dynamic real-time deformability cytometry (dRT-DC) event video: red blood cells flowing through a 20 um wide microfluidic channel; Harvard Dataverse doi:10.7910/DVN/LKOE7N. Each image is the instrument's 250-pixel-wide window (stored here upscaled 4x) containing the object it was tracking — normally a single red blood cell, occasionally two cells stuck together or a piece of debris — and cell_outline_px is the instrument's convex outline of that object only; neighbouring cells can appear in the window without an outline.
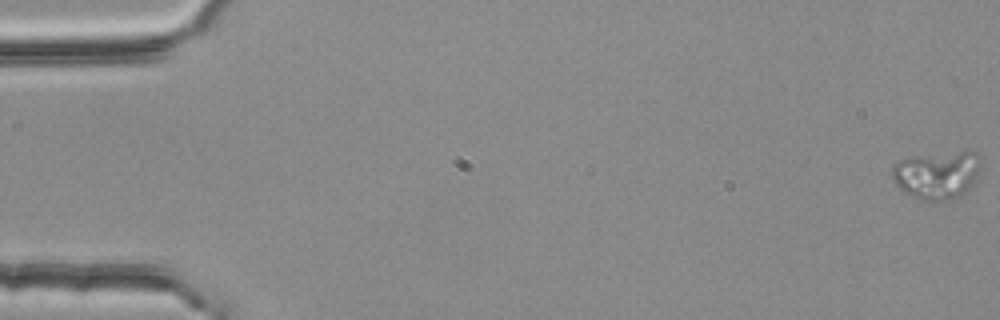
{"species": "common noctule bat (a hibernating species)", "species_latin": "Nyctalus noctula", "temperature_condition": "room temperature", "stored_images_in_passage": 56, "camera_frame_rate_fps": 3000, "um_per_image_px": 0.085, "animal": {"sex": "female", "body_mass_g": 25.1}, "frame": {"image": 1, "passage_image": 1, "time_ms": 0.0, "image_size_px": [1000, 320], "cell_outline_px": [[980, 168], [976, 180], [964, 192], [952, 200], [920, 200], [904, 192], [896, 184], [892, 176], [892, 168], [900, 160], [912, 156], [960, 152], [976, 152], [980, 156]], "centroid_in_image_um": [79.65, 14.87], "position_along_channel_um": 5.3, "area_um2": 24.51}}
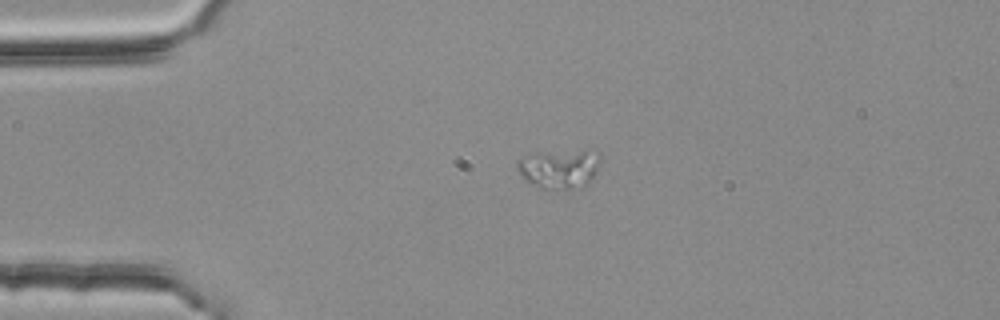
{"frame": {"image": 2, "passage_image": 14, "time_ms": 4.333, "image_size_px": [1000, 320], "cell_outline_px": [[600, 164], [592, 180], [584, 188], [556, 192], [540, 188], [524, 180], [516, 168], [516, 160], [532, 152], [596, 148], [600, 152]], "centroid_in_image_um": [47.58, 14.34], "position_along_channel_um": 37.4, "area_um2": 20.58}}